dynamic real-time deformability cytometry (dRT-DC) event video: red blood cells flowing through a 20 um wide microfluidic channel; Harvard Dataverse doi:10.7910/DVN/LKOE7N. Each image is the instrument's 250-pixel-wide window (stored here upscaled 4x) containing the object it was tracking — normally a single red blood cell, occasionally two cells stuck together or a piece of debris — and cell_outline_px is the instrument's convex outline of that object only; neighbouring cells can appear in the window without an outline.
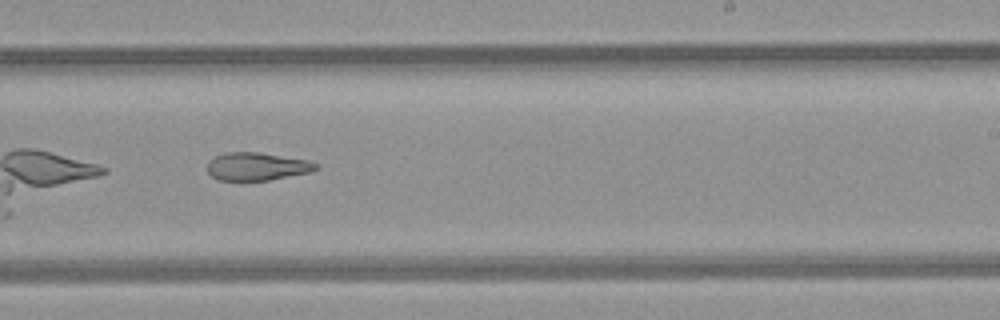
{"species": "common noctule bat (a hibernating species)", "species_latin": "Nyctalus noctula", "temperature_condition": "room temperature", "stored_images_in_passage": 10, "camera_frame_rate_fps": 3000, "um_per_image_px": 0.085, "animal": {"sex": "female", "body_mass_g": 21.9}, "frame": {"image": 1, "passage_image": 9, "time_ms": 9.0, "image_size_px": [1000, 320], "cell_outline_px": [[320, 168], [312, 172], [268, 180], [220, 180], [212, 176], [208, 172], [208, 160], [216, 156], [228, 152], [260, 152], [308, 160], [320, 164]], "centroid_in_image_um": [21.89, 14.14], "position_along_channel_um": 267.1, "area_um2": 17.74}}
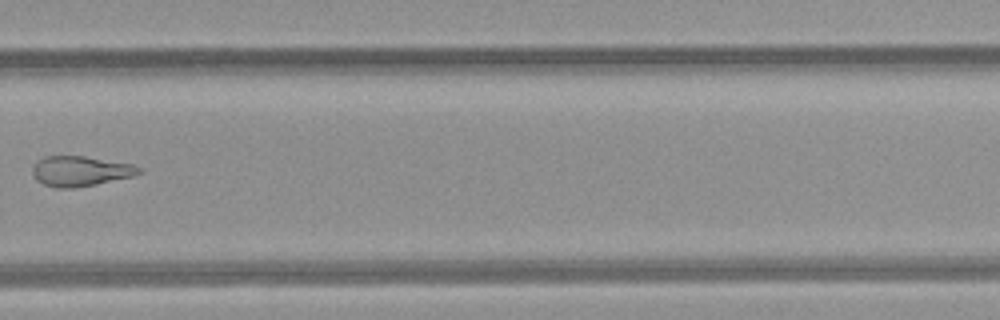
{"frame": {"image": 2, "passage_image": 10, "time_ms": 10.333, "image_size_px": [1000, 320], "cell_outline_px": [[140, 172], [132, 176], [96, 184], [72, 188], [56, 188], [44, 184], [36, 180], [32, 176], [32, 164], [36, 160], [44, 156], [84, 156], [132, 164], [140, 168]], "centroid_in_image_um": [6.74, 14.54], "position_along_channel_um": 323.1, "area_um2": 18.67}}